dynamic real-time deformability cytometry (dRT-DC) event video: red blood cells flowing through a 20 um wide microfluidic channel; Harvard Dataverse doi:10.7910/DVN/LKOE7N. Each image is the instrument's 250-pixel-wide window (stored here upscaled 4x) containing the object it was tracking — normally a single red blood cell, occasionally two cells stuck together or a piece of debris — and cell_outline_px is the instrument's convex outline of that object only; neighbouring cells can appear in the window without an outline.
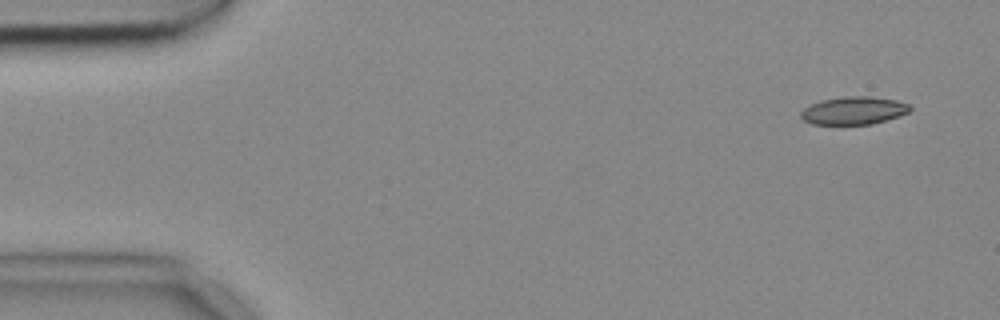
{"species": "common noctule bat (a hibernating species)", "species_latin": "Nyctalus noctula", "temperature_condition": "cold", "stored_images_in_passage": 5, "camera_frame_rate_fps": 3000, "um_per_image_px": 0.085, "animal": {"sex": "female", "body_mass_g": 18.4}, "frame": {"image": 1, "passage_image": 1, "time_ms": 0.0, "image_size_px": [1000, 320], "cell_outline_px": [[912, 108], [908, 112], [900, 116], [872, 124], [812, 124], [804, 120], [800, 116], [800, 112], [804, 108], [820, 100], [844, 96], [872, 96], [896, 100], [908, 104]], "centroid_in_image_um": [72.57, 9.39], "position_along_channel_um": 12.4, "area_um2": 17.74}}
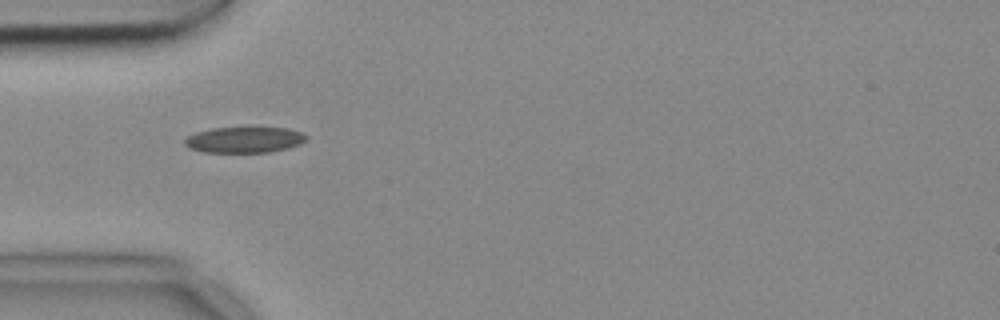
{"frame": {"image": 2, "passage_image": 4, "time_ms": 1.0, "image_size_px": [1000, 320], "cell_outline_px": [[308, 136], [300, 144], [288, 148], [268, 152], [204, 152], [188, 148], [184, 144], [184, 140], [188, 136], [196, 132], [212, 128], [252, 124], [288, 128], [300, 132]], "centroid_in_image_um": [20.77, 11.82], "position_along_channel_um": 64.2, "area_um2": 19.31}}